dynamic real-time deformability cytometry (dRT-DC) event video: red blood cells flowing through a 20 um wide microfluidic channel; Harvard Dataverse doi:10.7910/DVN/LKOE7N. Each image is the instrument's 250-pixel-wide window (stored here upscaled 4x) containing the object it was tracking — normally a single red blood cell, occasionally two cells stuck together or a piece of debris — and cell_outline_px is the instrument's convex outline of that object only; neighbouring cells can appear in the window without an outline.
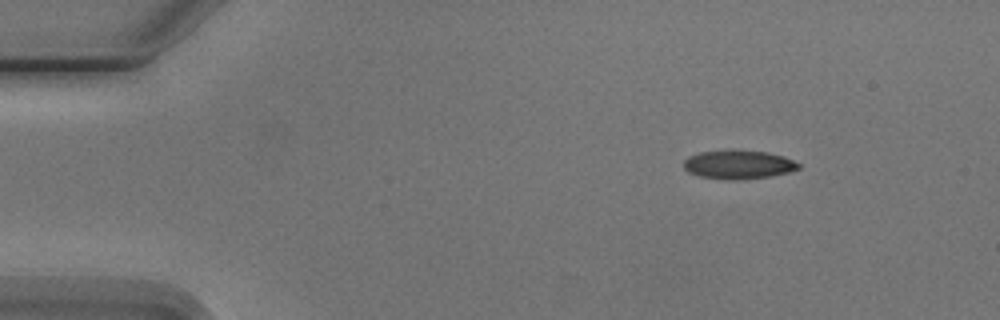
{"species": "Egyptian fruit bat (a non-hibernating species)", "species_latin": "Rousettus aegyptiacus", "temperature_condition": "cold", "stored_images_in_passage": 4, "camera_frame_rate_fps": 3000, "um_per_image_px": 0.085, "animal": {"sex": "male"}, "frame": {"image": 1, "passage_image": 1, "time_ms": 0.0, "image_size_px": [1000, 320], "cell_outline_px": [[800, 168], [788, 172], [768, 176], [736, 180], [728, 180], [700, 176], [688, 172], [684, 168], [684, 160], [688, 156], [700, 152], [728, 148], [732, 148], [768, 152], [784, 156], [800, 164]], "centroid_in_image_um": [62.73, 13.95], "position_along_channel_um": 22.3, "area_um2": 19.59}}
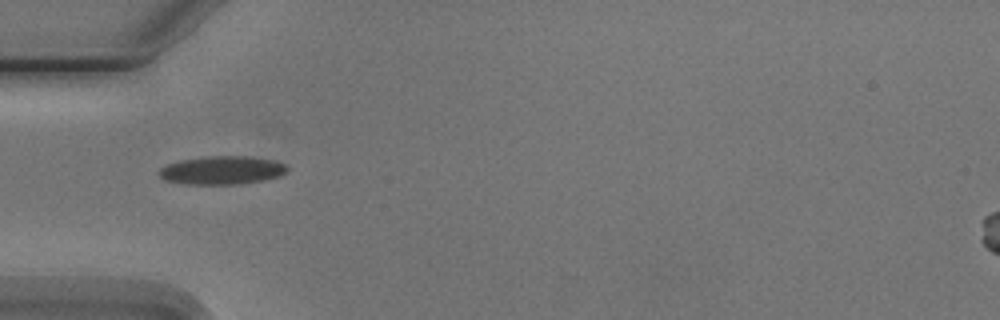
{"frame": {"image": 2, "passage_image": 4, "time_ms": 3.333, "image_size_px": [1000, 320], "cell_outline_px": [[288, 172], [280, 176], [260, 180], [236, 184], [184, 184], [164, 180], [156, 172], [160, 168], [168, 164], [180, 160], [204, 156], [248, 156], [276, 160], [284, 164], [288, 168]], "centroid_in_image_um": [18.85, 14.46], "position_along_channel_um": 66.2, "area_um2": 21.27}}